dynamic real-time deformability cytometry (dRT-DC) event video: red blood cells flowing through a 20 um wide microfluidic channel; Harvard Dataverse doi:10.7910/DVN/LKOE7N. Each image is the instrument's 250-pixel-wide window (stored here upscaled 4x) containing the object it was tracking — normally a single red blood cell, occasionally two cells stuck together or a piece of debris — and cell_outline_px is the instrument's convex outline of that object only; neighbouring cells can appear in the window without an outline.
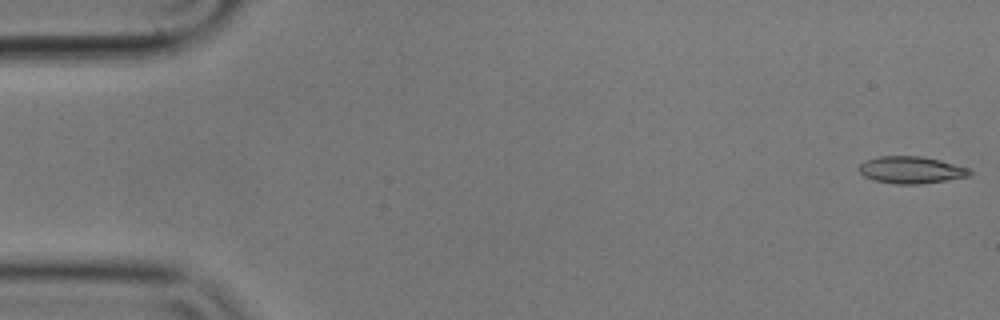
{"species": "common noctule bat (a hibernating species)", "species_latin": "Nyctalus noctula", "temperature_condition": "cold", "stored_images_in_passage": 56, "camera_frame_rate_fps": 3000, "um_per_image_px": 0.085, "animal": {"sex": "male", "body_mass_g": 17.9}, "frame": {"image": 1, "passage_image": 1, "time_ms": 0.0, "image_size_px": [1000, 320], "cell_outline_px": [[972, 172], [968, 176], [948, 180], [920, 184], [896, 184], [872, 180], [864, 176], [856, 168], [860, 164], [868, 160], [880, 156], [920, 156], [940, 160], [972, 168]], "centroid_in_image_um": [77.46, 14.45], "position_along_channel_um": 7.5, "area_um2": 17.57}}
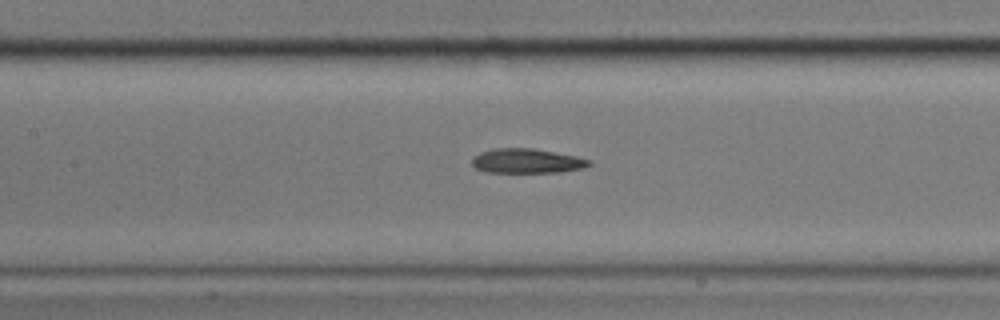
{"frame": {"image": 2, "passage_image": 25, "time_ms": 8.0, "image_size_px": [1000, 320], "cell_outline_px": [[592, 164], [584, 168], [560, 172], [484, 172], [476, 168], [472, 164], [472, 156], [480, 152], [492, 148], [536, 148], [576, 156], [592, 160]], "centroid_in_image_um": [44.79, 13.67], "position_along_channel_um": 162.6, "area_um2": 16.99}}
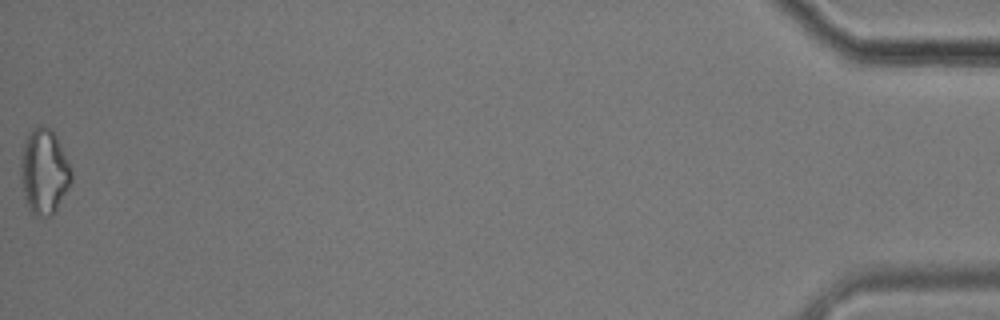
{"frame": {"image": 3, "passage_image": 56, "time_ms": 18.333, "image_size_px": [1000, 320], "cell_outline_px": [[72, 180], [56, 212], [52, 216], [36, 216], [28, 208], [24, 200], [20, 176], [20, 160], [24, 140], [32, 128], [40, 124], [44, 124], [56, 136], [72, 168]], "centroid_in_image_um": [3.73, 14.59], "position_along_channel_um": 431.5, "area_um2": 25.61}, "authors_computed_cell_mechanics": {"area_um2": 17.5423, "velocity_mm_per_s": 3.5571, "shape_relaxation_time_tau1_ms": 7.135, "shape_relaxation_time_tau2_ms": 5.339, "deformation_change_tau1": 0.157, "deformation_change_tau2": 0.1613}}